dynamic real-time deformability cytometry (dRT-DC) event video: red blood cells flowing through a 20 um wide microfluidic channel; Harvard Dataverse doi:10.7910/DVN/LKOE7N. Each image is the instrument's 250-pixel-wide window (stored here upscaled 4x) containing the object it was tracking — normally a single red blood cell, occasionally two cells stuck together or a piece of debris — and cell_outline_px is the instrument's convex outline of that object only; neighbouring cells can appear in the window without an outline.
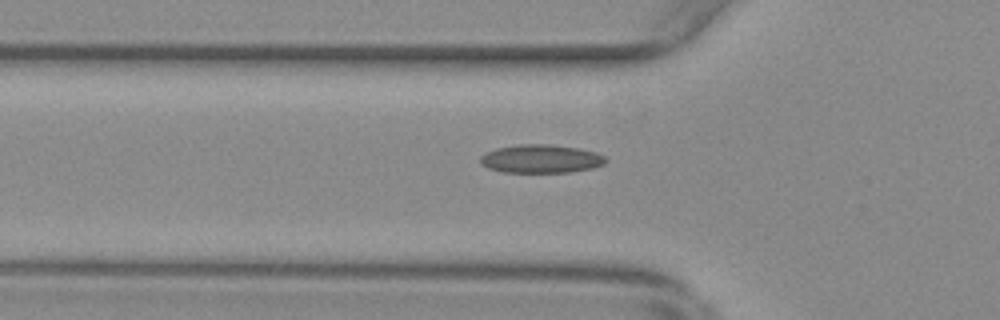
{"species": "common noctule bat (a hibernating species)", "species_latin": "Nyctalus noctula", "temperature_condition": "warm", "stored_images_in_passage": 40, "camera_frame_rate_fps": 3000, "um_per_image_px": 0.085, "animal": {"sex": "female", "body_mass_g": 29.2, "forearm_length_mm": 56.3}, "frame": {"image": 1, "passage_image": 3, "time_ms": 0.667, "image_size_px": [1000, 320], "cell_outline_px": [[608, 160], [604, 164], [592, 168], [568, 172], [504, 172], [488, 168], [480, 160], [480, 156], [496, 148], [520, 144], [548, 144], [580, 148], [596, 152], [604, 156]], "centroid_in_image_um": [46.02, 13.49], "position_along_channel_um": 79.8, "area_um2": 20.63}}
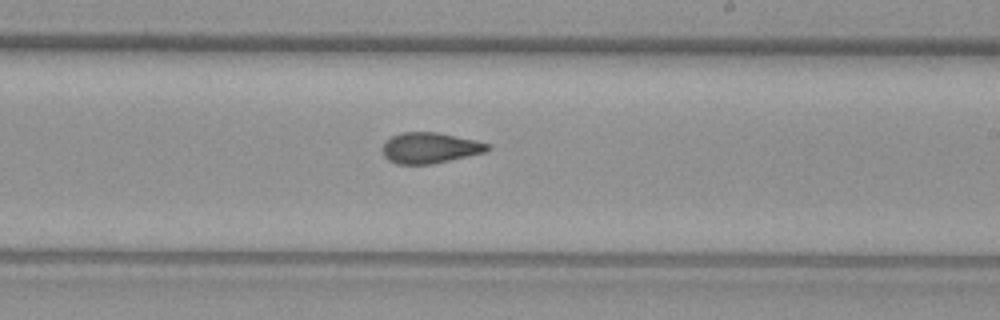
{"frame": {"image": 2, "passage_image": 17, "time_ms": 5.333, "image_size_px": [1000, 320], "cell_outline_px": [[488, 148], [484, 152], [432, 164], [396, 164], [388, 160], [384, 156], [380, 148], [384, 140], [400, 132], [440, 132], [476, 140], [488, 144]], "centroid_in_image_um": [36.45, 12.56], "position_along_channel_um": 252.5, "area_um2": 18.96}}
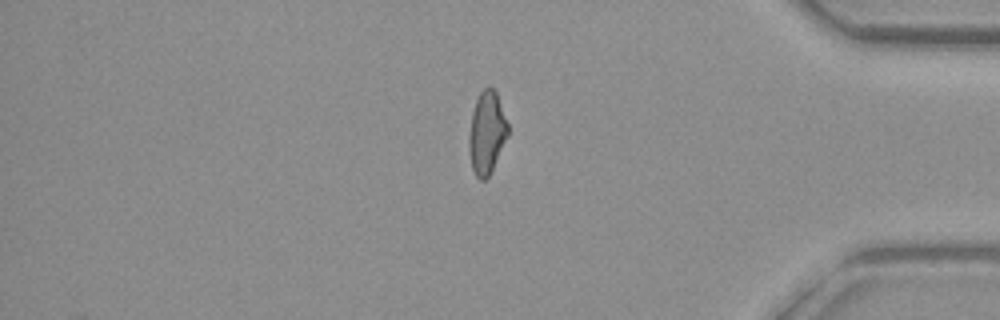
{"frame": {"image": 3, "passage_image": 31, "time_ms": 10.0, "image_size_px": [1000, 320], "cell_outline_px": [[508, 136], [488, 176], [484, 180], [480, 180], [476, 176], [472, 168], [468, 148], [468, 136], [472, 112], [476, 100], [480, 92], [484, 88], [492, 88], [496, 92], [508, 124]], "centroid_in_image_um": [41.36, 11.28], "position_along_channel_um": 393.8, "area_um2": 18.5}, "authors_computed_cell_mechanics": {"area_um2": 19.1896, "velocity_mm_per_s": 3.6887, "shape_relaxation_time_tau1_ms": null, "shape_relaxation_time_tau2_ms": 1.9726, "deformation_change_tau1": null, "deformation_change_tau2": 0.0761}}